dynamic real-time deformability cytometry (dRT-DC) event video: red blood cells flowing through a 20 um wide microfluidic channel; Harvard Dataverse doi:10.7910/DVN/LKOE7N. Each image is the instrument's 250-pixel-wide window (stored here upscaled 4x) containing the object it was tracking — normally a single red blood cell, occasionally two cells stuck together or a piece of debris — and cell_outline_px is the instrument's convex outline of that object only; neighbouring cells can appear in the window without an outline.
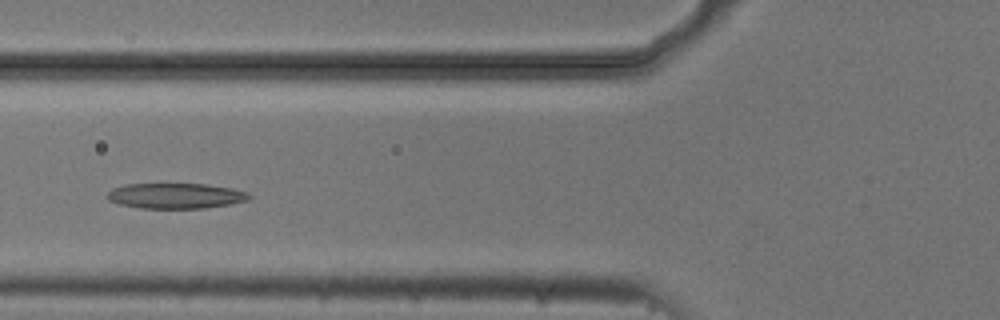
{"species": "common noctule bat (a hibernating species)", "species_latin": "Nyctalus noctula", "temperature_condition": "cold", "stored_images_in_passage": 5, "camera_frame_rate_fps": 3000, "um_per_image_px": 0.085, "animal": {"sex": "male", "body_mass_g": 20.5, "forearm_length_mm": 52.5}, "frame": {"image": 1, "passage_image": 4, "time_ms": 1.0, "image_size_px": [1000, 320], "cell_outline_px": [[252, 196], [248, 200], [228, 204], [204, 208], [140, 208], [120, 204], [108, 200], [108, 192], [112, 188], [124, 184], [204, 184], [232, 188], [248, 192]], "centroid_in_image_um": [14.93, 16.64], "position_along_channel_um": 110.9, "area_um2": 20.92}}
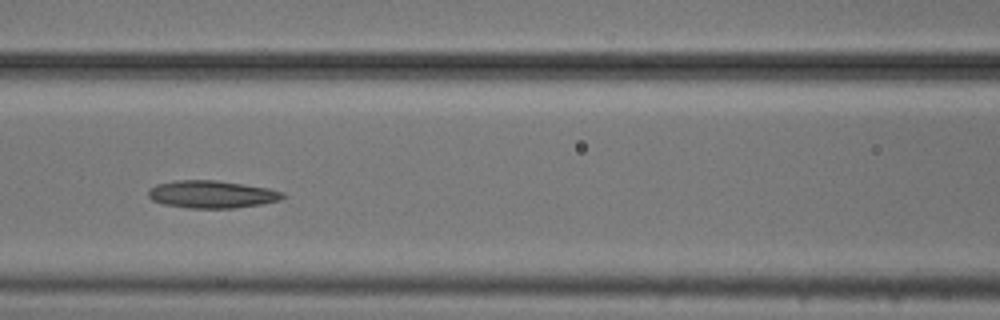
{"frame": {"image": 2, "passage_image": 5, "time_ms": 1.333, "image_size_px": [1000, 320], "cell_outline_px": [[288, 196], [280, 200], [260, 204], [232, 208], [188, 208], [164, 204], [152, 200], [148, 196], [148, 188], [156, 184], [176, 180], [216, 180], [268, 188], [284, 192]], "centroid_in_image_um": [18.0, 16.51], "position_along_channel_um": 148.6, "area_um2": 21.62}}